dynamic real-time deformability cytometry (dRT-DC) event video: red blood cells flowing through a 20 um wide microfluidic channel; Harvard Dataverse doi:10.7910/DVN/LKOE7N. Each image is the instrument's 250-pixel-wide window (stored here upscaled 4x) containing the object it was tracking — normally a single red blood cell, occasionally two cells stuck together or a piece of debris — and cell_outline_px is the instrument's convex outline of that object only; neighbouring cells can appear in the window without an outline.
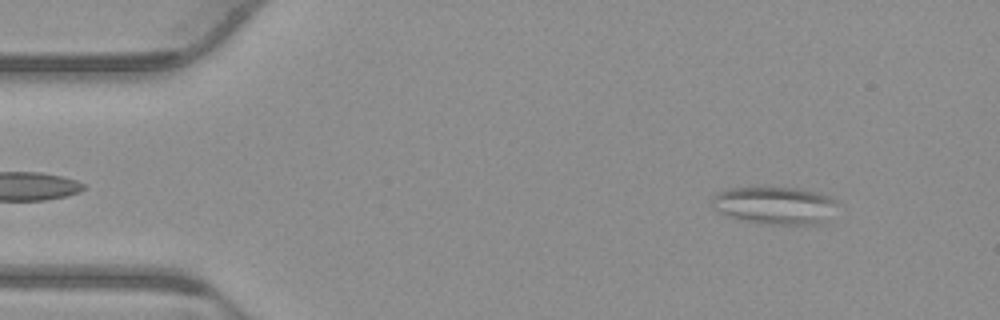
{"species": "common noctule bat (a hibernating species)", "species_latin": "Nyctalus noctula", "temperature_condition": "warm", "stored_images_in_passage": 53, "camera_frame_rate_fps": 3000, "um_per_image_px": 0.085, "animal": {"sex": "male", "body_mass_g": 23.1, "forearm_length_mm": 52.7}, "frame": {"image": 1, "passage_image": 5, "time_ms": 1.333, "image_size_px": [1000, 320], "cell_outline_px": [[836, 204], [828, 220], [824, 224], [756, 224], [728, 216], [712, 208], [712, 196], [716, 192], [732, 188], [756, 184], [800, 188], [820, 192], [836, 200]], "centroid_in_image_um": [65.82, 17.41], "position_along_channel_um": 19.2, "area_um2": 28.67}}
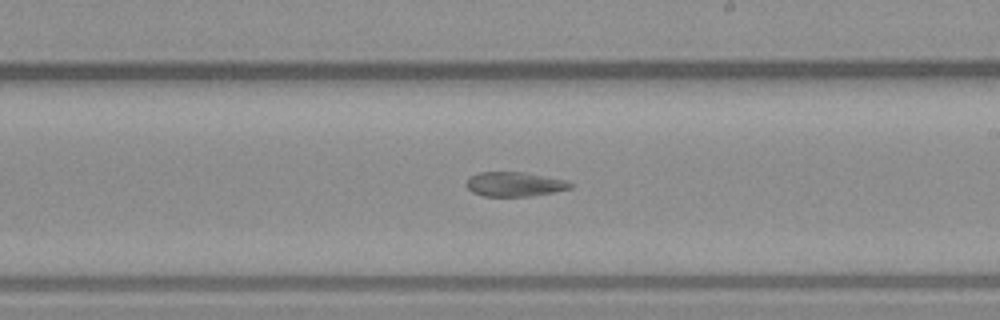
{"frame": {"image": 2, "passage_image": 30, "time_ms": 9.667, "image_size_px": [1000, 320], "cell_outline_px": [[572, 188], [532, 196], [484, 196], [472, 192], [464, 184], [468, 176], [480, 172], [524, 172], [564, 180], [572, 184]], "centroid_in_image_um": [43.67, 15.65], "position_along_channel_um": 245.3, "area_um2": 14.8}}
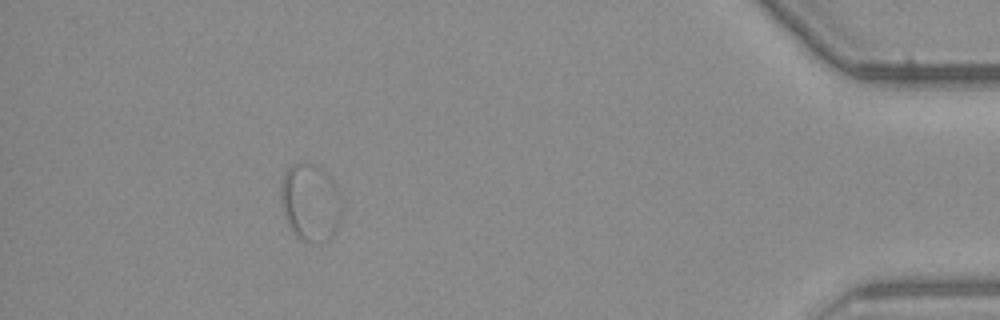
{"frame": {"image": 3, "passage_image": 48, "time_ms": 15.667, "image_size_px": [1000, 320], "cell_outline_px": [[344, 208], [340, 220], [332, 236], [328, 240], [320, 244], [304, 240], [292, 228], [280, 204], [280, 184], [288, 168], [292, 164], [316, 164], [328, 172], [336, 184], [344, 200]], "centroid_in_image_um": [26.46, 17.17], "position_along_channel_um": 408.7, "area_um2": 27.86}, "authors_computed_cell_mechanics": {"area_um2": 20.808, "velocity_mm_per_s": 3.7629, "shape_relaxation_time_tau1_ms": null, "shape_relaxation_time_tau2_ms": 2.9746, "deformation_change_tau1": null, "deformation_change_tau2": 0.0837}}